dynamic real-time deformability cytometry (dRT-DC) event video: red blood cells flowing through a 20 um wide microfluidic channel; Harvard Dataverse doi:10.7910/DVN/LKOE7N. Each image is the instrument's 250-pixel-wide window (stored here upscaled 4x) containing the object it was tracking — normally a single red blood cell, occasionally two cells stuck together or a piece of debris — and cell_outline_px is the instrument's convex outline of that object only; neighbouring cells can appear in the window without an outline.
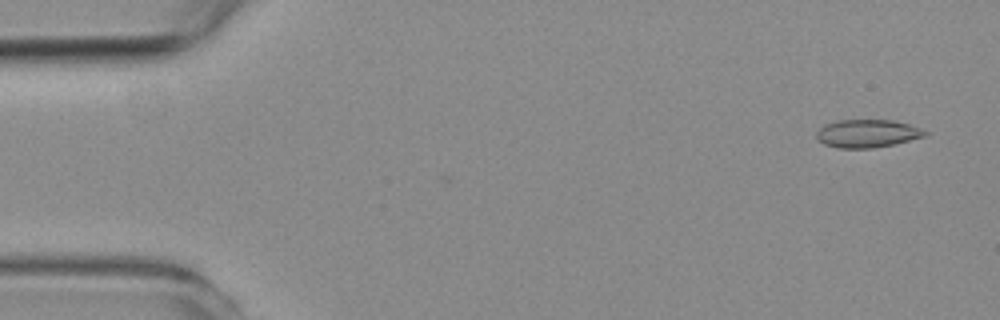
{"species": "common noctule bat (a hibernating species)", "species_latin": "Nyctalus noctula", "temperature_condition": "room temperature", "stored_images_in_passage": 55, "camera_frame_rate_fps": 3000, "um_per_image_px": 0.085, "animal": {"sex": "female", "body_mass_g": 19.3, "forearm_length_mm": 54.1}, "frame": {"image": 1, "passage_image": 1, "time_ms": 0.0, "image_size_px": [1000, 320], "cell_outline_px": [[932, 132], [928, 136], [892, 144], [872, 148], [840, 148], [824, 144], [816, 136], [816, 132], [824, 124], [836, 120], [892, 120], [908, 124]], "centroid_in_image_um": [73.76, 11.34], "position_along_channel_um": 11.2, "area_um2": 17.74}}
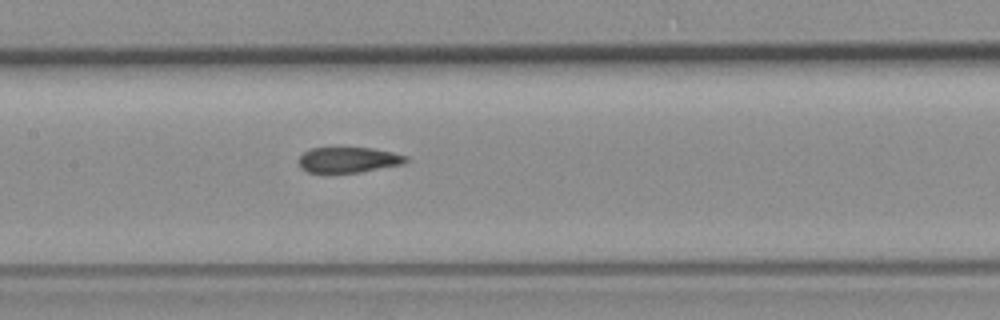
{"frame": {"image": 2, "passage_image": 25, "time_ms": 8.0, "image_size_px": [1000, 320], "cell_outline_px": [[408, 160], [404, 164], [360, 172], [324, 176], [308, 172], [300, 168], [300, 156], [304, 152], [312, 148], [372, 148], [392, 152], [408, 156]], "centroid_in_image_um": [29.58, 13.64], "position_along_channel_um": 177.8, "area_um2": 16.53}}
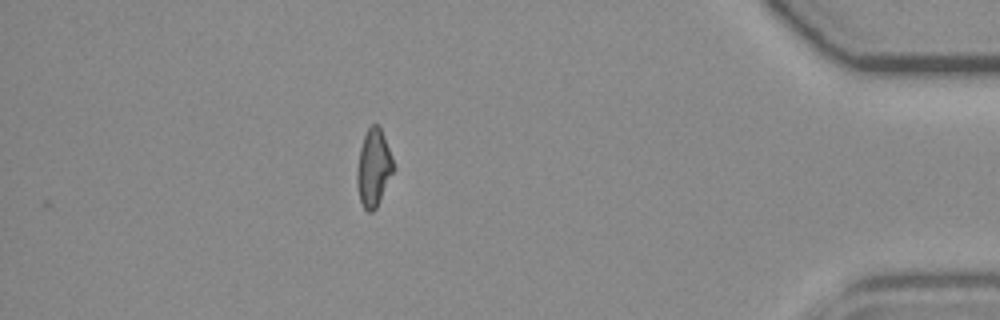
{"frame": {"image": 3, "passage_image": 48, "time_ms": 15.667, "image_size_px": [1000, 320], "cell_outline_px": [[396, 168], [376, 208], [372, 212], [368, 212], [364, 208], [360, 200], [356, 184], [356, 172], [360, 148], [364, 136], [368, 128], [372, 124], [380, 124], [392, 156]], "centroid_in_image_um": [31.77, 14.25], "position_along_channel_um": 403.4, "area_um2": 16.7}, "authors_computed_cell_mechanics": {"area_um2": 17.1088, "velocity_mm_per_s": 3.5922, "shape_relaxation_time_tau1_ms": null, "shape_relaxation_time_tau2_ms": 1.3549, "deformation_change_tau1": null, "deformation_change_tau2": 0.0562}}